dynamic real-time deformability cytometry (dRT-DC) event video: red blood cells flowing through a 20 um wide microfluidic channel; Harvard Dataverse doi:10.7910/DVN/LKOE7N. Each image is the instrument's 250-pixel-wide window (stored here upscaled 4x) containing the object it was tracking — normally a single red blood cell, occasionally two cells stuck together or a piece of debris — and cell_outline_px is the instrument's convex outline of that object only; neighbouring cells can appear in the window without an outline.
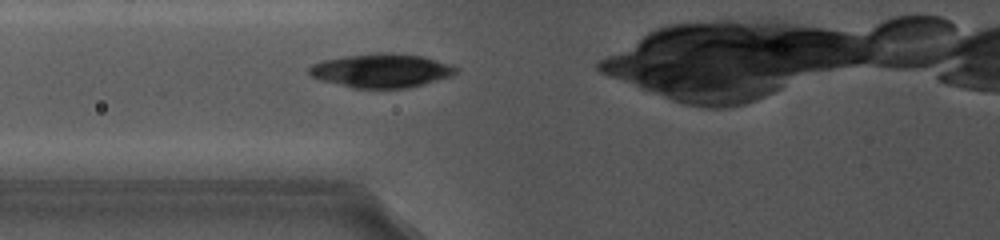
{"species": "common noctule bat (a hibernating species)", "species_latin": "Nyctalus noctula", "temperature_condition": "cold", "stored_images_in_passage": 5, "camera_frame_rate_fps": 5000, "um_per_image_px": 0.085, "animal": {"sex": "female", "body_mass_g": 19.0, "forearm_length_mm": 56.7}, "frame": {"image": 1, "passage_image": 5, "time_ms": 3.0, "image_size_px": [1000, 240], "cell_outline_px": [[460, 68], [452, 76], [424, 84], [408, 88], [352, 88], [320, 80], [312, 76], [308, 72], [308, 68], [312, 64], [324, 60], [344, 56], [376, 52], [396, 52], [424, 56], [452, 64]], "centroid_in_image_um": [32.46, 5.99], "position_along_channel_um": 93.3, "area_um2": 29.42}}